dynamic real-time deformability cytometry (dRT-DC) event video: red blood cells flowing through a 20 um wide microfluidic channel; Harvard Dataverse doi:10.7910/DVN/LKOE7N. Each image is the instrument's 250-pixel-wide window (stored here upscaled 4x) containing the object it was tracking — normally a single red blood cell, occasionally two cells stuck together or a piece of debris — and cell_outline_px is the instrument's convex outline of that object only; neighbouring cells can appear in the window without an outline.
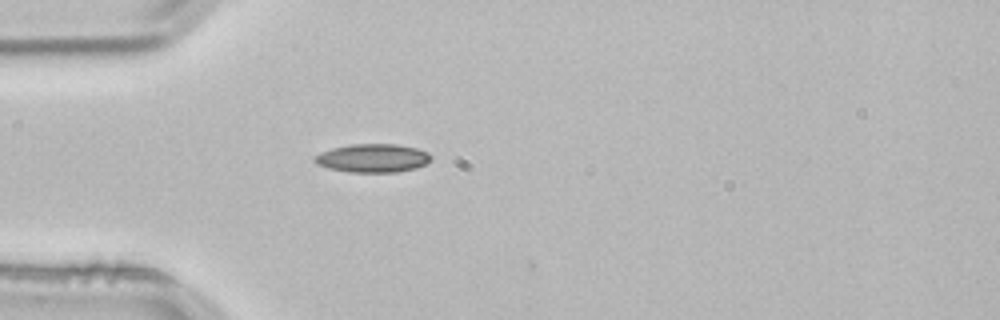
{"species": "common noctule bat (a hibernating species)", "species_latin": "Nyctalus noctula", "temperature_condition": "room temperature", "stored_images_in_passage": 6, "camera_frame_rate_fps": 3000, "um_per_image_px": 0.085, "animal": {"sex": "male", "body_mass_g": 21.5, "forearm_length_mm": 52.0}, "frame": {"image": 1, "passage_image": 2, "time_ms": 0.333, "image_size_px": [1000, 320], "cell_outline_px": [[432, 160], [416, 168], [396, 172], [348, 172], [328, 168], [316, 164], [312, 160], [312, 156], [320, 152], [332, 148], [352, 144], [396, 144], [416, 148], [428, 152], [432, 156]], "centroid_in_image_um": [31.65, 13.44], "position_along_channel_um": 53.4, "area_um2": 19.48}}